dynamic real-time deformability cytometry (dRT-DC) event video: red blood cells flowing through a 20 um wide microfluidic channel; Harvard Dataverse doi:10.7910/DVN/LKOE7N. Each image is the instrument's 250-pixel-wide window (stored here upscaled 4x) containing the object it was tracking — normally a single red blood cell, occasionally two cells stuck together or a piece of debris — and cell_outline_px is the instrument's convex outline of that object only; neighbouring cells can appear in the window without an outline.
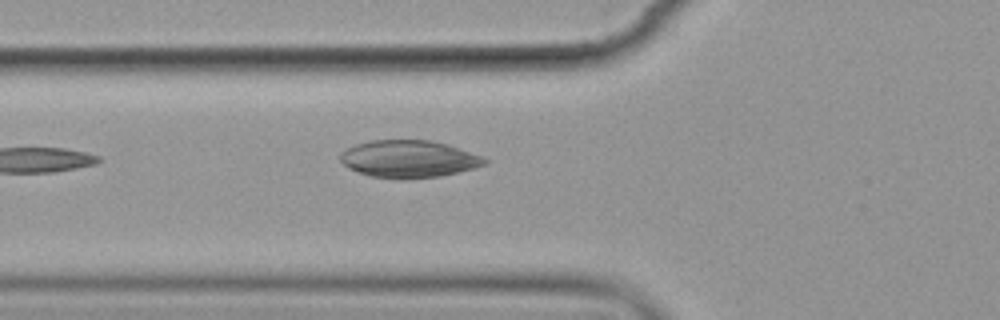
{"species": "common noctule bat (a hibernating species)", "species_latin": "Nyctalus noctula", "temperature_condition": "cold", "stored_images_in_passage": 6, "camera_frame_rate_fps": 3000, "um_per_image_px": 0.085, "animal": {"sex": "female", "body_mass_g": 19.9}, "frame": {"image": 1, "passage_image": 6, "time_ms": 6.667, "image_size_px": [1000, 320], "cell_outline_px": [[488, 164], [476, 168], [440, 176], [404, 180], [400, 180], [368, 176], [348, 168], [340, 160], [340, 152], [356, 144], [372, 140], [432, 140], [448, 144], [484, 156], [488, 160]], "centroid_in_image_um": [34.78, 13.52], "position_along_channel_um": 91.0, "area_um2": 31.91}}